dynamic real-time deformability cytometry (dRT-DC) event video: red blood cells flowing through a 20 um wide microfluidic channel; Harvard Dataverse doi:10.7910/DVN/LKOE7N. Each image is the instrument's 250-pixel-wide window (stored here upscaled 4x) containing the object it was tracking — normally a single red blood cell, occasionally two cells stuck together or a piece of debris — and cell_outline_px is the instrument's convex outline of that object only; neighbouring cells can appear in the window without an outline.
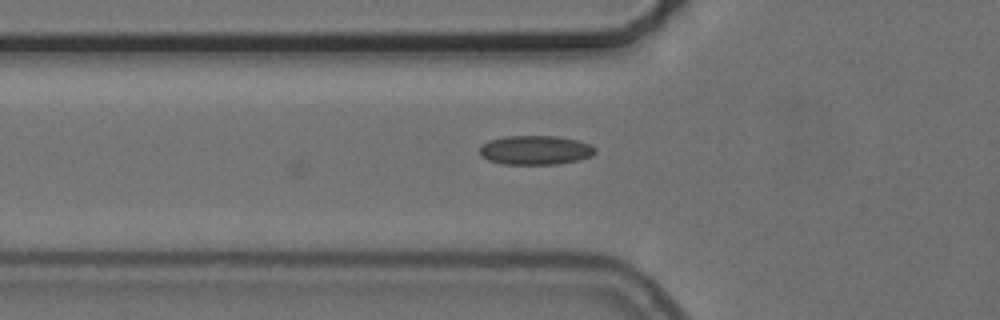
{"species": "common noctule bat (a hibernating species)", "species_latin": "Nyctalus noctula", "temperature_condition": "cold", "stored_images_in_passage": 3, "camera_frame_rate_fps": 3000, "um_per_image_px": 0.085, "animal": {"sex": "female", "body_mass_g": 24.6, "forearm_length_mm": 56.2}, "frame": {"image": 1, "passage_image": 3, "time_ms": 0.667, "image_size_px": [1000, 320], "cell_outline_px": [[596, 152], [592, 156], [580, 160], [560, 164], [500, 164], [488, 160], [480, 156], [480, 148], [488, 140], [504, 136], [556, 136], [576, 140], [592, 144], [596, 148]], "centroid_in_image_um": [45.53, 12.76], "position_along_channel_um": 80.3, "area_um2": 19.88}}